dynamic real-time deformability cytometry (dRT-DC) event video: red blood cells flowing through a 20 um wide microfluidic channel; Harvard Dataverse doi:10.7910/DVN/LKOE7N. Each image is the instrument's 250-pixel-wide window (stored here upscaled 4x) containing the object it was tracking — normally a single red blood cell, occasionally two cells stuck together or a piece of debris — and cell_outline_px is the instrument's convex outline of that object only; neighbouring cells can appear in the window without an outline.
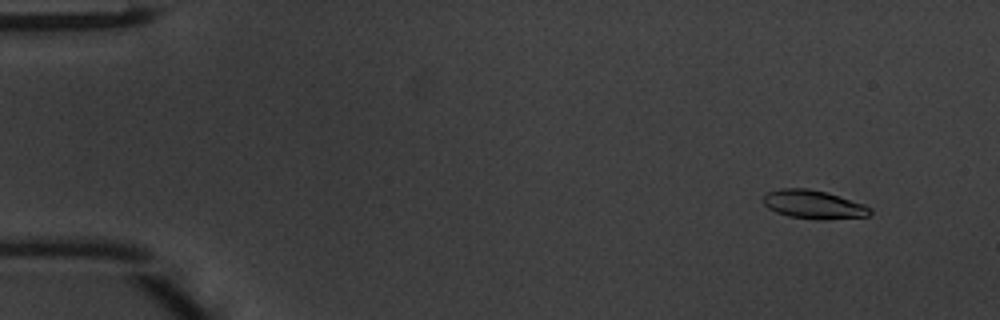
{"species": "common noctule bat (a hibernating species)", "species_latin": "Nyctalus noctula", "temperature_condition": "warm", "stored_images_in_passage": 48, "camera_frame_rate_fps": 3000, "um_per_image_px": 0.085, "animal": {"sex": "male", "body_mass_g": 20.1, "forearm_length_mm": 53.5}, "frame": {"image": 1, "passage_image": 4, "time_ms": 1.0, "image_size_px": [1000, 320], "cell_outline_px": [[872, 212], [868, 216], [828, 220], [816, 220], [788, 216], [776, 212], [768, 208], [764, 204], [764, 196], [768, 192], [780, 188], [808, 188], [828, 192], [864, 204], [872, 208]], "centroid_in_image_um": [69.18, 17.39], "position_along_channel_um": 15.8, "area_um2": 18.03}}
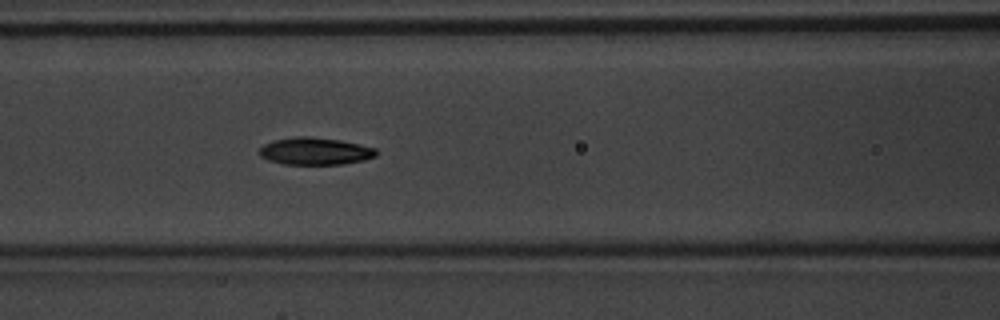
{"frame": {"image": 2, "passage_image": 21, "time_ms": 6.667, "image_size_px": [1000, 320], "cell_outline_px": [[376, 156], [364, 160], [344, 164], [284, 164], [268, 160], [260, 156], [256, 152], [264, 144], [272, 140], [296, 136], [308, 136], [340, 140], [360, 144], [376, 148]], "centroid_in_image_um": [26.75, 12.84], "position_along_channel_um": 139.9, "area_um2": 18.73}}
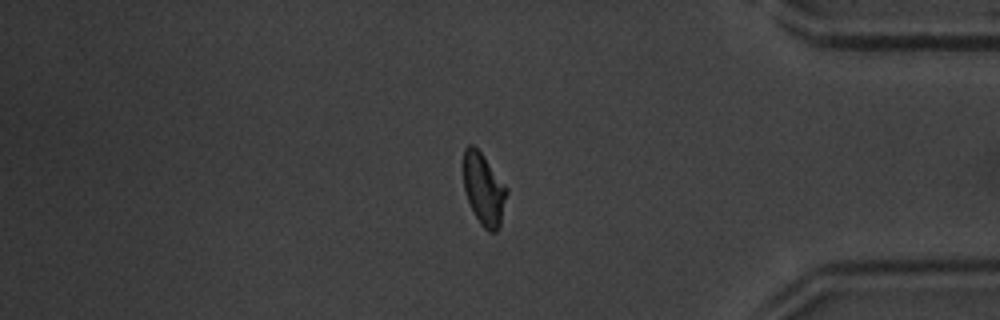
{"frame": {"image": 3, "passage_image": 41, "time_ms": 13.333, "image_size_px": [1000, 320], "cell_outline_px": [[508, 192], [500, 224], [496, 232], [488, 232], [480, 224], [468, 200], [464, 188], [460, 164], [464, 148], [468, 144], [472, 144], [480, 152], [508, 188]], "centroid_in_image_um": [41.07, 16.03], "position_along_channel_um": 394.1, "area_um2": 18.44}, "authors_computed_cell_mechanics": {"area_um2": 18.0047, "velocity_mm_per_s": 4.1737, "shape_relaxation_time_tau1_ms": 3.5484, "shape_relaxation_time_tau2_ms": 3.0161, "deformation_change_tau1": 0.1507, "deformation_change_tau2": 0.0932}}